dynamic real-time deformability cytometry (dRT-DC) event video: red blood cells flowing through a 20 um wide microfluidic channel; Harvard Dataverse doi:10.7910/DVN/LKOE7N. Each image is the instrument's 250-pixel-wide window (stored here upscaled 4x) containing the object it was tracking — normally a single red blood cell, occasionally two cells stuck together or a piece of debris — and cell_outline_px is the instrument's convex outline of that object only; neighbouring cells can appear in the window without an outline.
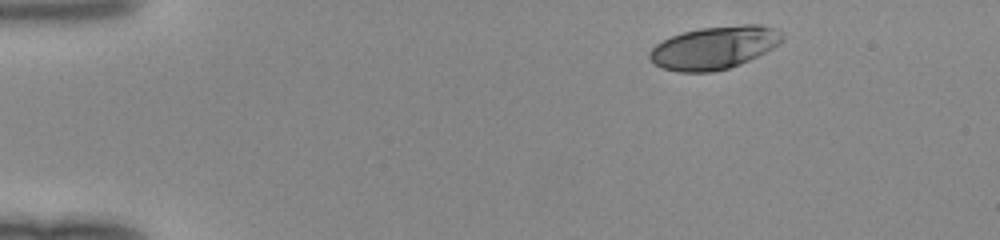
{"species": "human", "species_latin": "Homo sapiens", "temperature_condition": "room temperature", "stored_images_in_passage": 43, "camera_frame_rate_fps": 3000, "um_per_image_px": 0.085, "donor": {"sex": "female"}, "frame": {"image": 1, "passage_image": 1, "time_ms": 0.0, "image_size_px": [1000, 240], "cell_outline_px": [[784, 36], [772, 48], [740, 64], [728, 68], [712, 72], [680, 72], [660, 68], [652, 64], [648, 60], [648, 52], [656, 44], [672, 36], [684, 32], [700, 28], [744, 24], [760, 24], [776, 28]], "centroid_in_image_um": [60.65, 4.06], "position_along_channel_um": 24.4, "area_um2": 33.06}}
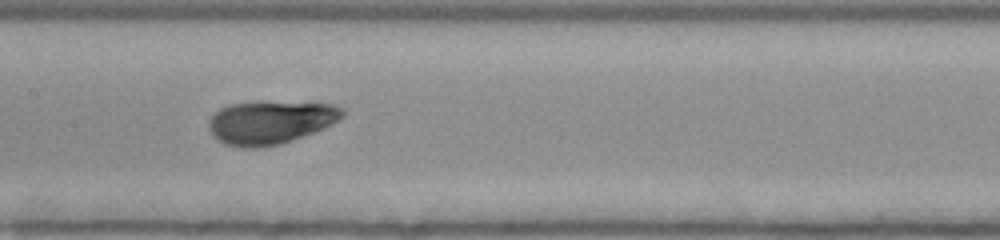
{"frame": {"image": 2, "passage_image": 19, "time_ms": 6.0, "image_size_px": [1000, 240], "cell_outline_px": [[344, 116], [332, 124], [312, 132], [280, 144], [264, 148], [240, 148], [224, 144], [212, 136], [208, 128], [208, 120], [220, 108], [232, 104], [332, 104], [344, 108]], "centroid_in_image_um": [22.93, 10.46], "position_along_channel_um": 184.5, "area_um2": 32.77}}
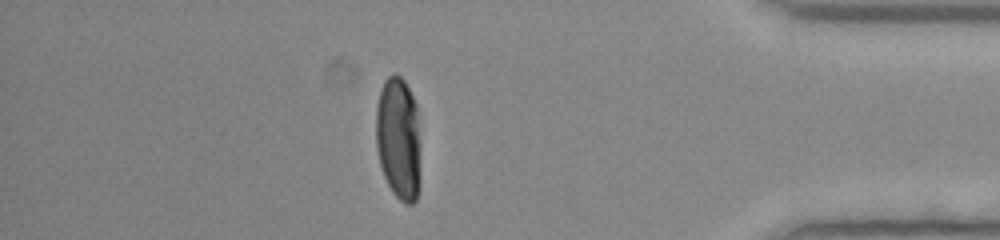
{"frame": {"image": 3, "passage_image": 37, "time_ms": 12.0, "image_size_px": [1000, 240], "cell_outline_px": [[420, 184], [416, 200], [412, 204], [408, 204], [400, 200], [392, 192], [384, 176], [380, 164], [376, 148], [376, 108], [380, 88], [384, 80], [392, 72], [396, 72], [404, 80], [416, 104]], "centroid_in_image_um": [33.85, 11.75], "position_along_channel_um": 401.4, "area_um2": 32.08}}